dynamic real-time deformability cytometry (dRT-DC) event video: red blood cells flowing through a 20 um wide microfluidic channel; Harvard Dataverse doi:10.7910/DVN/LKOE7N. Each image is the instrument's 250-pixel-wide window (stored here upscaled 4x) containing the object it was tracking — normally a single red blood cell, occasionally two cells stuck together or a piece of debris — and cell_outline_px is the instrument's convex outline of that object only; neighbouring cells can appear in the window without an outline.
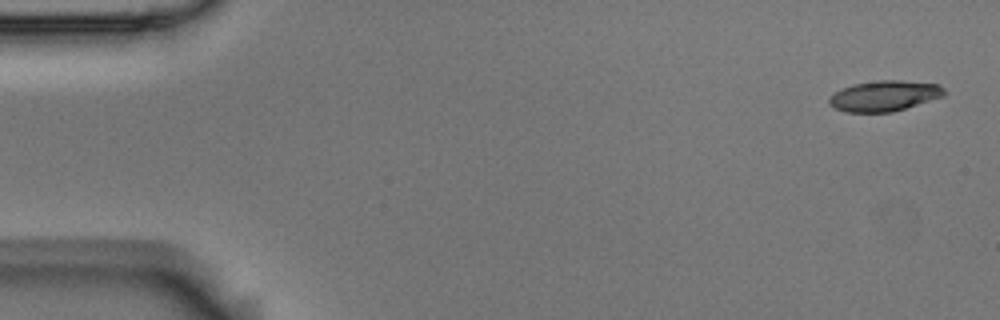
{"species": "Egyptian fruit bat (a non-hibernating species)", "species_latin": "Rousettus aegyptiacus", "temperature_condition": "room temperature", "stored_images_in_passage": 5, "camera_frame_rate_fps": 3000, "um_per_image_px": 0.085, "animal": {"sex": "male"}, "frame": {"image": 1, "passage_image": 1, "time_ms": 0.0, "image_size_px": [1000, 320], "cell_outline_px": [[944, 96], [892, 112], [848, 112], [836, 108], [828, 104], [828, 100], [836, 92], [852, 84], [880, 80], [900, 80], [940, 84], [944, 88]], "centroid_in_image_um": [75.19, 8.14], "position_along_channel_um": 9.8, "area_um2": 20.29}}